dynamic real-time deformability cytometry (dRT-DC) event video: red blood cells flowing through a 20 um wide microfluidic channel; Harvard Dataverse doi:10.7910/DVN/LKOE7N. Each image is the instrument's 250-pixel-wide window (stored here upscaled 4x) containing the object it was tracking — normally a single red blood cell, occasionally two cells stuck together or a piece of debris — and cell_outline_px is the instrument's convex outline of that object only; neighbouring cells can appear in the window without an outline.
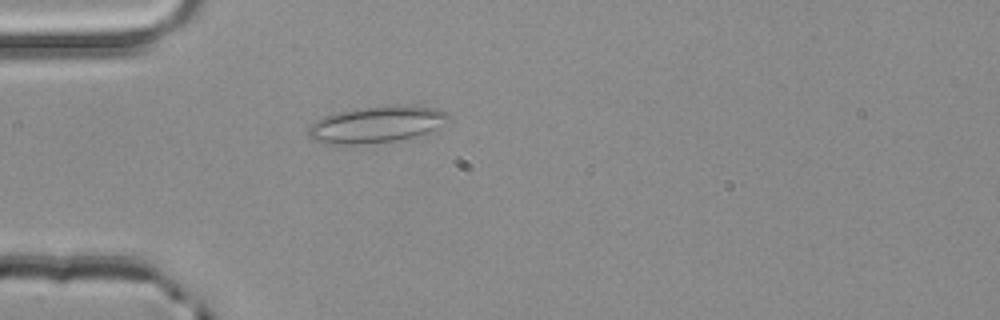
{"species": "common noctule bat (a hibernating species)", "species_latin": "Nyctalus noctula", "temperature_condition": "room temperature", "stored_images_in_passage": 1, "camera_frame_rate_fps": 3000, "um_per_image_px": 0.085, "animal": {"sex": "male", "body_mass_g": 20.4}, "frame": {"image": 1, "passage_image": 1, "time_ms": 0.0, "image_size_px": [1000, 320], "cell_outline_px": [[452, 120], [428, 132], [396, 140], [348, 144], [328, 144], [312, 140], [308, 136], [308, 128], [316, 120], [324, 116], [340, 112], [364, 108], [392, 104], [404, 104], [436, 108], [448, 112]], "centroid_in_image_um": [32.04, 10.55], "position_along_channel_um": 53.0, "area_um2": 29.65}}